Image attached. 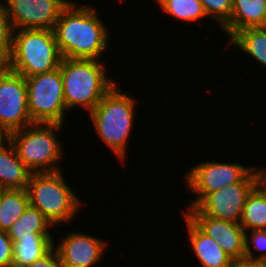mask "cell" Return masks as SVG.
<instances>
[{
    "instance_id": "cell-14",
    "label": "cell",
    "mask_w": 266,
    "mask_h": 267,
    "mask_svg": "<svg viewBox=\"0 0 266 267\" xmlns=\"http://www.w3.org/2000/svg\"><path fill=\"white\" fill-rule=\"evenodd\" d=\"M184 223L194 255L203 267H235L236 262L215 242L203 233L184 213Z\"/></svg>"
},
{
    "instance_id": "cell-4",
    "label": "cell",
    "mask_w": 266,
    "mask_h": 267,
    "mask_svg": "<svg viewBox=\"0 0 266 267\" xmlns=\"http://www.w3.org/2000/svg\"><path fill=\"white\" fill-rule=\"evenodd\" d=\"M62 60L54 30L18 29L13 33V49L5 65L24 78L53 71Z\"/></svg>"
},
{
    "instance_id": "cell-1",
    "label": "cell",
    "mask_w": 266,
    "mask_h": 267,
    "mask_svg": "<svg viewBox=\"0 0 266 267\" xmlns=\"http://www.w3.org/2000/svg\"><path fill=\"white\" fill-rule=\"evenodd\" d=\"M102 22L93 6L68 4L53 29L62 58L100 60L110 38Z\"/></svg>"
},
{
    "instance_id": "cell-23",
    "label": "cell",
    "mask_w": 266,
    "mask_h": 267,
    "mask_svg": "<svg viewBox=\"0 0 266 267\" xmlns=\"http://www.w3.org/2000/svg\"><path fill=\"white\" fill-rule=\"evenodd\" d=\"M13 33L14 29L7 14L5 3L0 0V65L5 64L11 57Z\"/></svg>"
},
{
    "instance_id": "cell-13",
    "label": "cell",
    "mask_w": 266,
    "mask_h": 267,
    "mask_svg": "<svg viewBox=\"0 0 266 267\" xmlns=\"http://www.w3.org/2000/svg\"><path fill=\"white\" fill-rule=\"evenodd\" d=\"M203 233L217 242L235 261L245 258V229L240 223L205 215H186Z\"/></svg>"
},
{
    "instance_id": "cell-22",
    "label": "cell",
    "mask_w": 266,
    "mask_h": 267,
    "mask_svg": "<svg viewBox=\"0 0 266 267\" xmlns=\"http://www.w3.org/2000/svg\"><path fill=\"white\" fill-rule=\"evenodd\" d=\"M161 10L173 18L185 22L208 19L200 0H156Z\"/></svg>"
},
{
    "instance_id": "cell-17",
    "label": "cell",
    "mask_w": 266,
    "mask_h": 267,
    "mask_svg": "<svg viewBox=\"0 0 266 267\" xmlns=\"http://www.w3.org/2000/svg\"><path fill=\"white\" fill-rule=\"evenodd\" d=\"M53 227V224L39 209H36L29 204L24 213L6 232L8 237L14 243L23 236H54L50 231Z\"/></svg>"
},
{
    "instance_id": "cell-30",
    "label": "cell",
    "mask_w": 266,
    "mask_h": 267,
    "mask_svg": "<svg viewBox=\"0 0 266 267\" xmlns=\"http://www.w3.org/2000/svg\"><path fill=\"white\" fill-rule=\"evenodd\" d=\"M8 139V134L5 130L0 126V144L5 142Z\"/></svg>"
},
{
    "instance_id": "cell-10",
    "label": "cell",
    "mask_w": 266,
    "mask_h": 267,
    "mask_svg": "<svg viewBox=\"0 0 266 267\" xmlns=\"http://www.w3.org/2000/svg\"><path fill=\"white\" fill-rule=\"evenodd\" d=\"M32 124L25 78L0 65V126L10 134Z\"/></svg>"
},
{
    "instance_id": "cell-8",
    "label": "cell",
    "mask_w": 266,
    "mask_h": 267,
    "mask_svg": "<svg viewBox=\"0 0 266 267\" xmlns=\"http://www.w3.org/2000/svg\"><path fill=\"white\" fill-rule=\"evenodd\" d=\"M257 185L255 166L239 183L207 194L195 207L186 208L182 213L240 223L247 197Z\"/></svg>"
},
{
    "instance_id": "cell-9",
    "label": "cell",
    "mask_w": 266,
    "mask_h": 267,
    "mask_svg": "<svg viewBox=\"0 0 266 267\" xmlns=\"http://www.w3.org/2000/svg\"><path fill=\"white\" fill-rule=\"evenodd\" d=\"M255 166L240 163L201 161L185 172V184L196 195L186 207H195L207 194L239 183Z\"/></svg>"
},
{
    "instance_id": "cell-6",
    "label": "cell",
    "mask_w": 266,
    "mask_h": 267,
    "mask_svg": "<svg viewBox=\"0 0 266 267\" xmlns=\"http://www.w3.org/2000/svg\"><path fill=\"white\" fill-rule=\"evenodd\" d=\"M64 125L34 123L8 134L18 158L33 173L58 172L64 157L57 130ZM60 164V165H59Z\"/></svg>"
},
{
    "instance_id": "cell-24",
    "label": "cell",
    "mask_w": 266,
    "mask_h": 267,
    "mask_svg": "<svg viewBox=\"0 0 266 267\" xmlns=\"http://www.w3.org/2000/svg\"><path fill=\"white\" fill-rule=\"evenodd\" d=\"M207 17L223 29L229 22L233 11V0H200Z\"/></svg>"
},
{
    "instance_id": "cell-20",
    "label": "cell",
    "mask_w": 266,
    "mask_h": 267,
    "mask_svg": "<svg viewBox=\"0 0 266 267\" xmlns=\"http://www.w3.org/2000/svg\"><path fill=\"white\" fill-rule=\"evenodd\" d=\"M28 206L26 189H0V230L7 231Z\"/></svg>"
},
{
    "instance_id": "cell-21",
    "label": "cell",
    "mask_w": 266,
    "mask_h": 267,
    "mask_svg": "<svg viewBox=\"0 0 266 267\" xmlns=\"http://www.w3.org/2000/svg\"><path fill=\"white\" fill-rule=\"evenodd\" d=\"M240 224L245 232L266 230V192L259 184L247 197Z\"/></svg>"
},
{
    "instance_id": "cell-29",
    "label": "cell",
    "mask_w": 266,
    "mask_h": 267,
    "mask_svg": "<svg viewBox=\"0 0 266 267\" xmlns=\"http://www.w3.org/2000/svg\"><path fill=\"white\" fill-rule=\"evenodd\" d=\"M257 176H258V184L262 187V189L266 192V169L265 168H257Z\"/></svg>"
},
{
    "instance_id": "cell-5",
    "label": "cell",
    "mask_w": 266,
    "mask_h": 267,
    "mask_svg": "<svg viewBox=\"0 0 266 267\" xmlns=\"http://www.w3.org/2000/svg\"><path fill=\"white\" fill-rule=\"evenodd\" d=\"M63 174L61 171L32 173L26 187L29 204L39 209L53 226L70 223L83 206Z\"/></svg>"
},
{
    "instance_id": "cell-12",
    "label": "cell",
    "mask_w": 266,
    "mask_h": 267,
    "mask_svg": "<svg viewBox=\"0 0 266 267\" xmlns=\"http://www.w3.org/2000/svg\"><path fill=\"white\" fill-rule=\"evenodd\" d=\"M107 244L100 237L73 231L64 234L54 248L63 267H94L103 258Z\"/></svg>"
},
{
    "instance_id": "cell-18",
    "label": "cell",
    "mask_w": 266,
    "mask_h": 267,
    "mask_svg": "<svg viewBox=\"0 0 266 267\" xmlns=\"http://www.w3.org/2000/svg\"><path fill=\"white\" fill-rule=\"evenodd\" d=\"M54 236L22 237L13 243L12 267H26L42 258L53 247Z\"/></svg>"
},
{
    "instance_id": "cell-27",
    "label": "cell",
    "mask_w": 266,
    "mask_h": 267,
    "mask_svg": "<svg viewBox=\"0 0 266 267\" xmlns=\"http://www.w3.org/2000/svg\"><path fill=\"white\" fill-rule=\"evenodd\" d=\"M26 267H63L59 254L53 247L42 258L35 260L32 264Z\"/></svg>"
},
{
    "instance_id": "cell-19",
    "label": "cell",
    "mask_w": 266,
    "mask_h": 267,
    "mask_svg": "<svg viewBox=\"0 0 266 267\" xmlns=\"http://www.w3.org/2000/svg\"><path fill=\"white\" fill-rule=\"evenodd\" d=\"M236 46L247 56L266 67V27H249L236 32L226 43Z\"/></svg>"
},
{
    "instance_id": "cell-16",
    "label": "cell",
    "mask_w": 266,
    "mask_h": 267,
    "mask_svg": "<svg viewBox=\"0 0 266 267\" xmlns=\"http://www.w3.org/2000/svg\"><path fill=\"white\" fill-rule=\"evenodd\" d=\"M249 27H266V0H233L230 22L222 29L228 40Z\"/></svg>"
},
{
    "instance_id": "cell-2",
    "label": "cell",
    "mask_w": 266,
    "mask_h": 267,
    "mask_svg": "<svg viewBox=\"0 0 266 267\" xmlns=\"http://www.w3.org/2000/svg\"><path fill=\"white\" fill-rule=\"evenodd\" d=\"M118 86L116 83L88 115L99 139L120 162H125L137 102L131 95L122 93Z\"/></svg>"
},
{
    "instance_id": "cell-26",
    "label": "cell",
    "mask_w": 266,
    "mask_h": 267,
    "mask_svg": "<svg viewBox=\"0 0 266 267\" xmlns=\"http://www.w3.org/2000/svg\"><path fill=\"white\" fill-rule=\"evenodd\" d=\"M13 242L6 231L0 230V267H12Z\"/></svg>"
},
{
    "instance_id": "cell-28",
    "label": "cell",
    "mask_w": 266,
    "mask_h": 267,
    "mask_svg": "<svg viewBox=\"0 0 266 267\" xmlns=\"http://www.w3.org/2000/svg\"><path fill=\"white\" fill-rule=\"evenodd\" d=\"M235 267H266V261H253L244 258L242 261L236 262Z\"/></svg>"
},
{
    "instance_id": "cell-7",
    "label": "cell",
    "mask_w": 266,
    "mask_h": 267,
    "mask_svg": "<svg viewBox=\"0 0 266 267\" xmlns=\"http://www.w3.org/2000/svg\"><path fill=\"white\" fill-rule=\"evenodd\" d=\"M25 80L28 110L33 123L64 125L68 110L64 101L60 67Z\"/></svg>"
},
{
    "instance_id": "cell-31",
    "label": "cell",
    "mask_w": 266,
    "mask_h": 267,
    "mask_svg": "<svg viewBox=\"0 0 266 267\" xmlns=\"http://www.w3.org/2000/svg\"><path fill=\"white\" fill-rule=\"evenodd\" d=\"M67 4H75L76 2H74L73 0H64Z\"/></svg>"
},
{
    "instance_id": "cell-3",
    "label": "cell",
    "mask_w": 266,
    "mask_h": 267,
    "mask_svg": "<svg viewBox=\"0 0 266 267\" xmlns=\"http://www.w3.org/2000/svg\"><path fill=\"white\" fill-rule=\"evenodd\" d=\"M105 65L96 59L62 58L59 67L68 111L81 106L89 114L117 83L107 76Z\"/></svg>"
},
{
    "instance_id": "cell-25",
    "label": "cell",
    "mask_w": 266,
    "mask_h": 267,
    "mask_svg": "<svg viewBox=\"0 0 266 267\" xmlns=\"http://www.w3.org/2000/svg\"><path fill=\"white\" fill-rule=\"evenodd\" d=\"M249 231L252 234L245 232V259L253 261H266V230ZM253 249L259 252L258 255Z\"/></svg>"
},
{
    "instance_id": "cell-11",
    "label": "cell",
    "mask_w": 266,
    "mask_h": 267,
    "mask_svg": "<svg viewBox=\"0 0 266 267\" xmlns=\"http://www.w3.org/2000/svg\"><path fill=\"white\" fill-rule=\"evenodd\" d=\"M14 30H53L61 11L68 5L64 0H3Z\"/></svg>"
},
{
    "instance_id": "cell-15",
    "label": "cell",
    "mask_w": 266,
    "mask_h": 267,
    "mask_svg": "<svg viewBox=\"0 0 266 267\" xmlns=\"http://www.w3.org/2000/svg\"><path fill=\"white\" fill-rule=\"evenodd\" d=\"M32 173L9 139L0 144V189H26Z\"/></svg>"
}]
</instances>
